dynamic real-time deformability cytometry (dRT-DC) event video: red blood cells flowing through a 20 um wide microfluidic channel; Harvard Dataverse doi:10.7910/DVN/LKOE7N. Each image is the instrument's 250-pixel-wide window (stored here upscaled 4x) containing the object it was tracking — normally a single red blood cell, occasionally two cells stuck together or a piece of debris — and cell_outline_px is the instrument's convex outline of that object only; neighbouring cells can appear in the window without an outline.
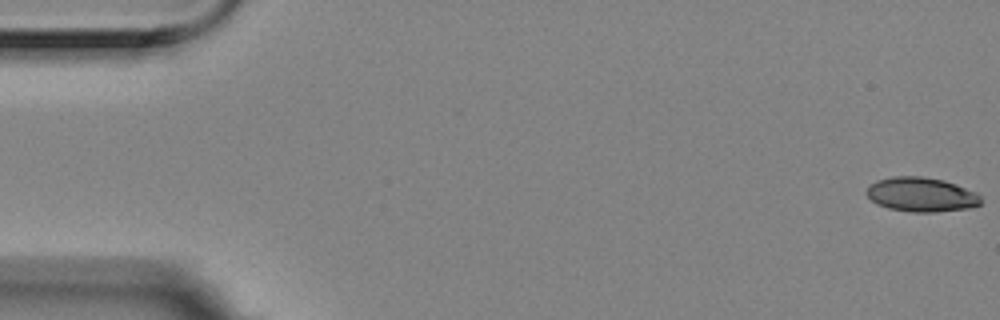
{"species": "Egyptian fruit bat (a non-hibernating species)", "species_latin": "Rousettus aegyptiacus", "temperature_condition": "room temperature", "stored_images_in_passage": 6, "camera_frame_rate_fps": 3000, "um_per_image_px": 0.085, "animal": {"sex": "female"}, "frame": {"image": 1, "passage_image": 1, "time_ms": 0.0, "image_size_px": [1000, 320], "cell_outline_px": [[980, 204], [972, 208], [936, 212], [912, 212], [888, 208], [876, 204], [864, 192], [868, 184], [876, 180], [892, 176], [924, 176], [944, 180], [956, 184], [976, 192], [980, 196]], "centroid_in_image_um": [78.28, 16.53], "position_along_channel_um": 6.7, "area_um2": 23.24}}
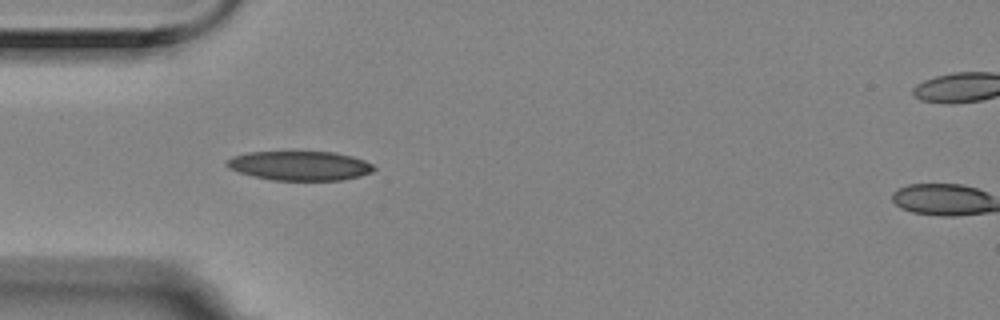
{"frame": {"image": 2, "passage_image": 5, "time_ms": 1.333, "image_size_px": [1000, 320], "cell_outline_px": [[376, 168], [372, 172], [360, 176], [340, 180], [272, 180], [252, 176], [228, 168], [224, 164], [224, 160], [232, 156], [248, 152], [336, 152], [352, 156], [364, 160], [372, 164]], "centroid_in_image_um": [25.45, 14.08], "position_along_channel_um": 59.5, "area_um2": 25.26}}
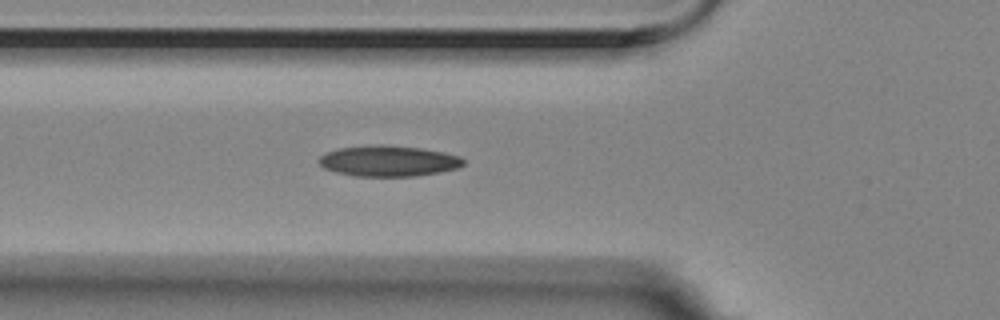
{"frame": {"image": 3, "passage_image": 6, "time_ms": 1.667, "image_size_px": [1000, 320], "cell_outline_px": [[464, 164], [456, 168], [440, 172], [416, 176], [352, 176], [336, 172], [324, 168], [320, 164], [320, 156], [324, 152], [336, 148], [372, 144], [380, 144], [420, 148], [444, 152], [460, 156], [464, 160]], "centroid_in_image_um": [32.99, 13.67], "position_along_channel_um": 92.8, "area_um2": 26.13}}